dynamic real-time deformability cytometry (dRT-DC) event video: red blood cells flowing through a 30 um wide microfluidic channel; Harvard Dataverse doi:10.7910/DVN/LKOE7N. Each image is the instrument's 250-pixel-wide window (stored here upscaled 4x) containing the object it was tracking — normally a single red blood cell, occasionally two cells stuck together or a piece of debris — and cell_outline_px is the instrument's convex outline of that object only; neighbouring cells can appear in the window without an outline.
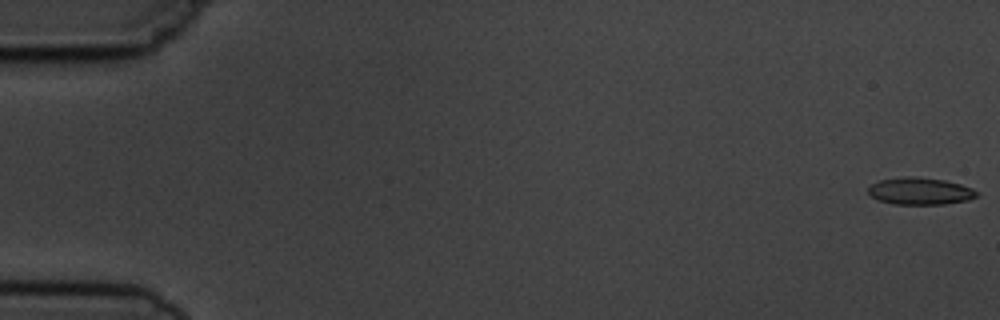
{"species": "common noctule bat (a hibernating species)", "species_latin": "Nyctalus noctula", "temperature_condition": "cold", "stored_images_in_passage": 7, "camera_frame_rate_fps": 3000, "um_per_image_px": 0.085, "animal": {"sex": "male", "body_mass_g": 19.5, "forearm_length_mm": 54.6}, "frame": {"image": 1, "passage_image": 1, "time_ms": 0.0, "image_size_px": [1000, 320], "cell_outline_px": [[976, 196], [968, 200], [944, 204], [892, 204], [876, 200], [868, 192], [868, 188], [872, 184], [880, 180], [908, 176], [916, 176], [944, 180], [960, 184], [972, 188], [976, 192]], "centroid_in_image_um": [78.17, 16.25], "position_along_channel_um": 6.8, "area_um2": 17.05}}
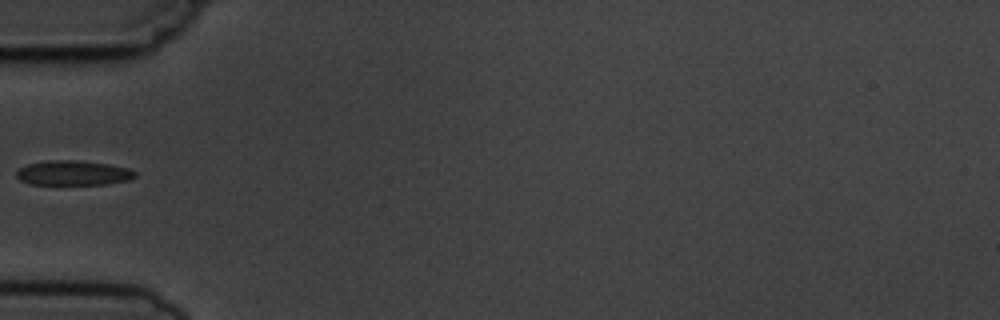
{"frame": {"image": 2, "passage_image": 6, "time_ms": 6.0, "image_size_px": [1000, 320], "cell_outline_px": [[136, 176], [128, 180], [108, 184], [28, 184], [20, 180], [16, 176], [16, 172], [20, 168], [28, 164], [48, 160], [76, 160], [108, 164], [128, 168], [136, 172]], "centroid_in_image_um": [6.21, 14.7], "position_along_channel_um": 78.8, "area_um2": 17.05}}
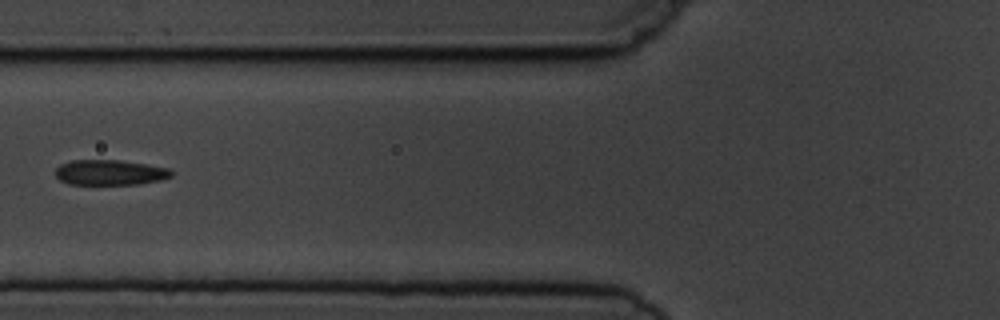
{"frame": {"image": 3, "passage_image": 7, "time_ms": 7.0, "image_size_px": [1000, 320], "cell_outline_px": [[172, 176], [160, 180], [140, 184], [68, 184], [60, 180], [56, 176], [56, 168], [60, 164], [72, 160], [120, 160], [148, 164], [168, 168], [172, 172]], "centroid_in_image_um": [9.34, 14.65], "position_along_channel_um": 116.5, "area_um2": 17.11}}